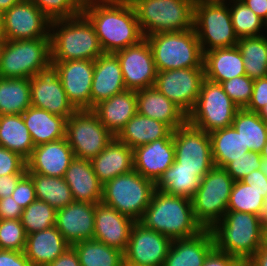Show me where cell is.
I'll list each match as a JSON object with an SVG mask.
<instances>
[{"label":"cell","instance_id":"cell-51","mask_svg":"<svg viewBox=\"0 0 267 266\" xmlns=\"http://www.w3.org/2000/svg\"><path fill=\"white\" fill-rule=\"evenodd\" d=\"M267 103V77L254 80L252 97L245 108L258 113Z\"/></svg>","mask_w":267,"mask_h":266},{"label":"cell","instance_id":"cell-3","mask_svg":"<svg viewBox=\"0 0 267 266\" xmlns=\"http://www.w3.org/2000/svg\"><path fill=\"white\" fill-rule=\"evenodd\" d=\"M51 61L95 60L104 51L93 24L82 13L51 21Z\"/></svg>","mask_w":267,"mask_h":266},{"label":"cell","instance_id":"cell-8","mask_svg":"<svg viewBox=\"0 0 267 266\" xmlns=\"http://www.w3.org/2000/svg\"><path fill=\"white\" fill-rule=\"evenodd\" d=\"M50 37L4 40L0 78H32L51 63Z\"/></svg>","mask_w":267,"mask_h":266},{"label":"cell","instance_id":"cell-12","mask_svg":"<svg viewBox=\"0 0 267 266\" xmlns=\"http://www.w3.org/2000/svg\"><path fill=\"white\" fill-rule=\"evenodd\" d=\"M65 138L76 158L91 160L105 149L114 136L92 109H82L76 110L66 120Z\"/></svg>","mask_w":267,"mask_h":266},{"label":"cell","instance_id":"cell-45","mask_svg":"<svg viewBox=\"0 0 267 266\" xmlns=\"http://www.w3.org/2000/svg\"><path fill=\"white\" fill-rule=\"evenodd\" d=\"M51 21L82 14L85 0H29Z\"/></svg>","mask_w":267,"mask_h":266},{"label":"cell","instance_id":"cell-41","mask_svg":"<svg viewBox=\"0 0 267 266\" xmlns=\"http://www.w3.org/2000/svg\"><path fill=\"white\" fill-rule=\"evenodd\" d=\"M34 183L36 199L44 201L55 210L64 208L74 201L72 192L63 177L27 173Z\"/></svg>","mask_w":267,"mask_h":266},{"label":"cell","instance_id":"cell-46","mask_svg":"<svg viewBox=\"0 0 267 266\" xmlns=\"http://www.w3.org/2000/svg\"><path fill=\"white\" fill-rule=\"evenodd\" d=\"M26 239L20 219L0 220V250L24 251Z\"/></svg>","mask_w":267,"mask_h":266},{"label":"cell","instance_id":"cell-53","mask_svg":"<svg viewBox=\"0 0 267 266\" xmlns=\"http://www.w3.org/2000/svg\"><path fill=\"white\" fill-rule=\"evenodd\" d=\"M241 181L262 193L264 198L267 197V167L252 171L243 179H241Z\"/></svg>","mask_w":267,"mask_h":266},{"label":"cell","instance_id":"cell-69","mask_svg":"<svg viewBox=\"0 0 267 266\" xmlns=\"http://www.w3.org/2000/svg\"><path fill=\"white\" fill-rule=\"evenodd\" d=\"M265 29H267V21L265 22V26H264Z\"/></svg>","mask_w":267,"mask_h":266},{"label":"cell","instance_id":"cell-20","mask_svg":"<svg viewBox=\"0 0 267 266\" xmlns=\"http://www.w3.org/2000/svg\"><path fill=\"white\" fill-rule=\"evenodd\" d=\"M95 204L73 201L56 210L55 227L72 246L94 238Z\"/></svg>","mask_w":267,"mask_h":266},{"label":"cell","instance_id":"cell-7","mask_svg":"<svg viewBox=\"0 0 267 266\" xmlns=\"http://www.w3.org/2000/svg\"><path fill=\"white\" fill-rule=\"evenodd\" d=\"M154 190L155 183L133 169L103 185L101 202L138 222L150 204Z\"/></svg>","mask_w":267,"mask_h":266},{"label":"cell","instance_id":"cell-59","mask_svg":"<svg viewBox=\"0 0 267 266\" xmlns=\"http://www.w3.org/2000/svg\"><path fill=\"white\" fill-rule=\"evenodd\" d=\"M246 266H267V246L265 244L257 250L245 263Z\"/></svg>","mask_w":267,"mask_h":266},{"label":"cell","instance_id":"cell-37","mask_svg":"<svg viewBox=\"0 0 267 266\" xmlns=\"http://www.w3.org/2000/svg\"><path fill=\"white\" fill-rule=\"evenodd\" d=\"M201 179L195 170L180 169L179 164L174 161L155 183V189L191 199L198 190Z\"/></svg>","mask_w":267,"mask_h":266},{"label":"cell","instance_id":"cell-9","mask_svg":"<svg viewBox=\"0 0 267 266\" xmlns=\"http://www.w3.org/2000/svg\"><path fill=\"white\" fill-rule=\"evenodd\" d=\"M234 180L224 168L214 166L191 198L193 214L203 229H211L227 212Z\"/></svg>","mask_w":267,"mask_h":266},{"label":"cell","instance_id":"cell-48","mask_svg":"<svg viewBox=\"0 0 267 266\" xmlns=\"http://www.w3.org/2000/svg\"><path fill=\"white\" fill-rule=\"evenodd\" d=\"M264 168H266V165L261 153L249 151L231 161L224 169L234 181H241V179L252 171Z\"/></svg>","mask_w":267,"mask_h":266},{"label":"cell","instance_id":"cell-63","mask_svg":"<svg viewBox=\"0 0 267 266\" xmlns=\"http://www.w3.org/2000/svg\"><path fill=\"white\" fill-rule=\"evenodd\" d=\"M259 116L265 121L267 122V103L265 104V106L258 112Z\"/></svg>","mask_w":267,"mask_h":266},{"label":"cell","instance_id":"cell-38","mask_svg":"<svg viewBox=\"0 0 267 266\" xmlns=\"http://www.w3.org/2000/svg\"><path fill=\"white\" fill-rule=\"evenodd\" d=\"M232 126L242 137L249 151L261 153L267 142V122L258 113L239 109L234 116Z\"/></svg>","mask_w":267,"mask_h":266},{"label":"cell","instance_id":"cell-57","mask_svg":"<svg viewBox=\"0 0 267 266\" xmlns=\"http://www.w3.org/2000/svg\"><path fill=\"white\" fill-rule=\"evenodd\" d=\"M46 266H81L75 249L70 246L66 251L57 257L52 263Z\"/></svg>","mask_w":267,"mask_h":266},{"label":"cell","instance_id":"cell-54","mask_svg":"<svg viewBox=\"0 0 267 266\" xmlns=\"http://www.w3.org/2000/svg\"><path fill=\"white\" fill-rule=\"evenodd\" d=\"M23 208L9 196L0 199V220H19L21 218Z\"/></svg>","mask_w":267,"mask_h":266},{"label":"cell","instance_id":"cell-21","mask_svg":"<svg viewBox=\"0 0 267 266\" xmlns=\"http://www.w3.org/2000/svg\"><path fill=\"white\" fill-rule=\"evenodd\" d=\"M74 158L73 150L64 137L35 146L26 160V171L45 176L64 177Z\"/></svg>","mask_w":267,"mask_h":266},{"label":"cell","instance_id":"cell-65","mask_svg":"<svg viewBox=\"0 0 267 266\" xmlns=\"http://www.w3.org/2000/svg\"><path fill=\"white\" fill-rule=\"evenodd\" d=\"M261 156H262V159L267 167V142L265 144V146L263 147V150L261 152Z\"/></svg>","mask_w":267,"mask_h":266},{"label":"cell","instance_id":"cell-31","mask_svg":"<svg viewBox=\"0 0 267 266\" xmlns=\"http://www.w3.org/2000/svg\"><path fill=\"white\" fill-rule=\"evenodd\" d=\"M203 65L205 78L216 83L246 75L242 54L237 46L205 52Z\"/></svg>","mask_w":267,"mask_h":266},{"label":"cell","instance_id":"cell-15","mask_svg":"<svg viewBox=\"0 0 267 266\" xmlns=\"http://www.w3.org/2000/svg\"><path fill=\"white\" fill-rule=\"evenodd\" d=\"M31 106L44 109L66 119L76 111L68 101L54 63L42 68L30 78Z\"/></svg>","mask_w":267,"mask_h":266},{"label":"cell","instance_id":"cell-66","mask_svg":"<svg viewBox=\"0 0 267 266\" xmlns=\"http://www.w3.org/2000/svg\"><path fill=\"white\" fill-rule=\"evenodd\" d=\"M4 40L5 39H0V57H1V51H2V48H3V45H4Z\"/></svg>","mask_w":267,"mask_h":266},{"label":"cell","instance_id":"cell-62","mask_svg":"<svg viewBox=\"0 0 267 266\" xmlns=\"http://www.w3.org/2000/svg\"><path fill=\"white\" fill-rule=\"evenodd\" d=\"M227 1H229L227 3ZM233 0H195V2L207 3V4H230Z\"/></svg>","mask_w":267,"mask_h":266},{"label":"cell","instance_id":"cell-10","mask_svg":"<svg viewBox=\"0 0 267 266\" xmlns=\"http://www.w3.org/2000/svg\"><path fill=\"white\" fill-rule=\"evenodd\" d=\"M238 106L229 98L220 83L204 79L187 122L206 133L232 126Z\"/></svg>","mask_w":267,"mask_h":266},{"label":"cell","instance_id":"cell-6","mask_svg":"<svg viewBox=\"0 0 267 266\" xmlns=\"http://www.w3.org/2000/svg\"><path fill=\"white\" fill-rule=\"evenodd\" d=\"M145 38L151 46L157 71L204 68V54L194 28L156 33Z\"/></svg>","mask_w":267,"mask_h":266},{"label":"cell","instance_id":"cell-30","mask_svg":"<svg viewBox=\"0 0 267 266\" xmlns=\"http://www.w3.org/2000/svg\"><path fill=\"white\" fill-rule=\"evenodd\" d=\"M70 245L54 226L27 235L24 254L33 266H46Z\"/></svg>","mask_w":267,"mask_h":266},{"label":"cell","instance_id":"cell-64","mask_svg":"<svg viewBox=\"0 0 267 266\" xmlns=\"http://www.w3.org/2000/svg\"><path fill=\"white\" fill-rule=\"evenodd\" d=\"M0 39H5L4 28H3V13L0 12Z\"/></svg>","mask_w":267,"mask_h":266},{"label":"cell","instance_id":"cell-67","mask_svg":"<svg viewBox=\"0 0 267 266\" xmlns=\"http://www.w3.org/2000/svg\"><path fill=\"white\" fill-rule=\"evenodd\" d=\"M123 266H144V265H135L132 263H123Z\"/></svg>","mask_w":267,"mask_h":266},{"label":"cell","instance_id":"cell-47","mask_svg":"<svg viewBox=\"0 0 267 266\" xmlns=\"http://www.w3.org/2000/svg\"><path fill=\"white\" fill-rule=\"evenodd\" d=\"M220 84L239 109H244L248 106L252 97L254 80L247 75H243L223 81Z\"/></svg>","mask_w":267,"mask_h":266},{"label":"cell","instance_id":"cell-16","mask_svg":"<svg viewBox=\"0 0 267 266\" xmlns=\"http://www.w3.org/2000/svg\"><path fill=\"white\" fill-rule=\"evenodd\" d=\"M51 20L32 2L22 0L3 12L5 40L50 37Z\"/></svg>","mask_w":267,"mask_h":266},{"label":"cell","instance_id":"cell-44","mask_svg":"<svg viewBox=\"0 0 267 266\" xmlns=\"http://www.w3.org/2000/svg\"><path fill=\"white\" fill-rule=\"evenodd\" d=\"M262 193L242 181H234L227 211H238L258 215L263 205Z\"/></svg>","mask_w":267,"mask_h":266},{"label":"cell","instance_id":"cell-34","mask_svg":"<svg viewBox=\"0 0 267 266\" xmlns=\"http://www.w3.org/2000/svg\"><path fill=\"white\" fill-rule=\"evenodd\" d=\"M0 146L29 158L35 145L22 114L0 115Z\"/></svg>","mask_w":267,"mask_h":266},{"label":"cell","instance_id":"cell-19","mask_svg":"<svg viewBox=\"0 0 267 266\" xmlns=\"http://www.w3.org/2000/svg\"><path fill=\"white\" fill-rule=\"evenodd\" d=\"M68 101L76 110L91 109L94 60L52 61Z\"/></svg>","mask_w":267,"mask_h":266},{"label":"cell","instance_id":"cell-23","mask_svg":"<svg viewBox=\"0 0 267 266\" xmlns=\"http://www.w3.org/2000/svg\"><path fill=\"white\" fill-rule=\"evenodd\" d=\"M174 161L173 137L155 140L133 149L134 170L154 183Z\"/></svg>","mask_w":267,"mask_h":266},{"label":"cell","instance_id":"cell-68","mask_svg":"<svg viewBox=\"0 0 267 266\" xmlns=\"http://www.w3.org/2000/svg\"><path fill=\"white\" fill-rule=\"evenodd\" d=\"M264 244L267 246V228L265 229Z\"/></svg>","mask_w":267,"mask_h":266},{"label":"cell","instance_id":"cell-13","mask_svg":"<svg viewBox=\"0 0 267 266\" xmlns=\"http://www.w3.org/2000/svg\"><path fill=\"white\" fill-rule=\"evenodd\" d=\"M175 162L180 169L195 170L203 178L215 165L209 133L188 122L173 131Z\"/></svg>","mask_w":267,"mask_h":266},{"label":"cell","instance_id":"cell-58","mask_svg":"<svg viewBox=\"0 0 267 266\" xmlns=\"http://www.w3.org/2000/svg\"><path fill=\"white\" fill-rule=\"evenodd\" d=\"M260 19L267 21V0H242Z\"/></svg>","mask_w":267,"mask_h":266},{"label":"cell","instance_id":"cell-11","mask_svg":"<svg viewBox=\"0 0 267 266\" xmlns=\"http://www.w3.org/2000/svg\"><path fill=\"white\" fill-rule=\"evenodd\" d=\"M193 28L203 54L216 48L237 46L229 4L194 3Z\"/></svg>","mask_w":267,"mask_h":266},{"label":"cell","instance_id":"cell-61","mask_svg":"<svg viewBox=\"0 0 267 266\" xmlns=\"http://www.w3.org/2000/svg\"><path fill=\"white\" fill-rule=\"evenodd\" d=\"M22 0H0V12H5L9 10L13 5Z\"/></svg>","mask_w":267,"mask_h":266},{"label":"cell","instance_id":"cell-50","mask_svg":"<svg viewBox=\"0 0 267 266\" xmlns=\"http://www.w3.org/2000/svg\"><path fill=\"white\" fill-rule=\"evenodd\" d=\"M11 196L23 209L36 200L34 183L27 173L18 181Z\"/></svg>","mask_w":267,"mask_h":266},{"label":"cell","instance_id":"cell-49","mask_svg":"<svg viewBox=\"0 0 267 266\" xmlns=\"http://www.w3.org/2000/svg\"><path fill=\"white\" fill-rule=\"evenodd\" d=\"M26 173V160L19 154L0 146V176Z\"/></svg>","mask_w":267,"mask_h":266},{"label":"cell","instance_id":"cell-24","mask_svg":"<svg viewBox=\"0 0 267 266\" xmlns=\"http://www.w3.org/2000/svg\"><path fill=\"white\" fill-rule=\"evenodd\" d=\"M123 74L120 61L115 53H103L94 60L91 87V109L100 101L124 92Z\"/></svg>","mask_w":267,"mask_h":266},{"label":"cell","instance_id":"cell-32","mask_svg":"<svg viewBox=\"0 0 267 266\" xmlns=\"http://www.w3.org/2000/svg\"><path fill=\"white\" fill-rule=\"evenodd\" d=\"M22 117L35 146L65 137L67 119L62 116L30 106Z\"/></svg>","mask_w":267,"mask_h":266},{"label":"cell","instance_id":"cell-39","mask_svg":"<svg viewBox=\"0 0 267 266\" xmlns=\"http://www.w3.org/2000/svg\"><path fill=\"white\" fill-rule=\"evenodd\" d=\"M237 47L242 54L246 75L252 80L267 77V36L239 38Z\"/></svg>","mask_w":267,"mask_h":266},{"label":"cell","instance_id":"cell-1","mask_svg":"<svg viewBox=\"0 0 267 266\" xmlns=\"http://www.w3.org/2000/svg\"><path fill=\"white\" fill-rule=\"evenodd\" d=\"M82 13L93 24L104 53H115L144 39L129 0H85Z\"/></svg>","mask_w":267,"mask_h":266},{"label":"cell","instance_id":"cell-40","mask_svg":"<svg viewBox=\"0 0 267 266\" xmlns=\"http://www.w3.org/2000/svg\"><path fill=\"white\" fill-rule=\"evenodd\" d=\"M75 249L81 266H123V252L95 239L78 242Z\"/></svg>","mask_w":267,"mask_h":266},{"label":"cell","instance_id":"cell-25","mask_svg":"<svg viewBox=\"0 0 267 266\" xmlns=\"http://www.w3.org/2000/svg\"><path fill=\"white\" fill-rule=\"evenodd\" d=\"M137 112L166 124L172 131L187 123V114L155 86L136 91Z\"/></svg>","mask_w":267,"mask_h":266},{"label":"cell","instance_id":"cell-36","mask_svg":"<svg viewBox=\"0 0 267 266\" xmlns=\"http://www.w3.org/2000/svg\"><path fill=\"white\" fill-rule=\"evenodd\" d=\"M30 106L29 78H0V115L22 114Z\"/></svg>","mask_w":267,"mask_h":266},{"label":"cell","instance_id":"cell-56","mask_svg":"<svg viewBox=\"0 0 267 266\" xmlns=\"http://www.w3.org/2000/svg\"><path fill=\"white\" fill-rule=\"evenodd\" d=\"M24 175L25 174H12L0 176V199L11 196L18 184V181Z\"/></svg>","mask_w":267,"mask_h":266},{"label":"cell","instance_id":"cell-26","mask_svg":"<svg viewBox=\"0 0 267 266\" xmlns=\"http://www.w3.org/2000/svg\"><path fill=\"white\" fill-rule=\"evenodd\" d=\"M214 248L210 229H204L191 238L172 240L163 266H203Z\"/></svg>","mask_w":267,"mask_h":266},{"label":"cell","instance_id":"cell-35","mask_svg":"<svg viewBox=\"0 0 267 266\" xmlns=\"http://www.w3.org/2000/svg\"><path fill=\"white\" fill-rule=\"evenodd\" d=\"M212 158L216 167L225 168L231 161L249 152L233 126L209 133Z\"/></svg>","mask_w":267,"mask_h":266},{"label":"cell","instance_id":"cell-28","mask_svg":"<svg viewBox=\"0 0 267 266\" xmlns=\"http://www.w3.org/2000/svg\"><path fill=\"white\" fill-rule=\"evenodd\" d=\"M99 121L116 137L126 123L137 113L136 91L125 90L100 101L92 109Z\"/></svg>","mask_w":267,"mask_h":266},{"label":"cell","instance_id":"cell-33","mask_svg":"<svg viewBox=\"0 0 267 266\" xmlns=\"http://www.w3.org/2000/svg\"><path fill=\"white\" fill-rule=\"evenodd\" d=\"M173 131L164 123L136 113L116 138L132 149L162 138H172Z\"/></svg>","mask_w":267,"mask_h":266},{"label":"cell","instance_id":"cell-14","mask_svg":"<svg viewBox=\"0 0 267 266\" xmlns=\"http://www.w3.org/2000/svg\"><path fill=\"white\" fill-rule=\"evenodd\" d=\"M204 79V68L157 71L154 86L188 115L197 103Z\"/></svg>","mask_w":267,"mask_h":266},{"label":"cell","instance_id":"cell-27","mask_svg":"<svg viewBox=\"0 0 267 266\" xmlns=\"http://www.w3.org/2000/svg\"><path fill=\"white\" fill-rule=\"evenodd\" d=\"M90 162L99 182L104 185L111 179L134 169L133 149L114 137Z\"/></svg>","mask_w":267,"mask_h":266},{"label":"cell","instance_id":"cell-29","mask_svg":"<svg viewBox=\"0 0 267 266\" xmlns=\"http://www.w3.org/2000/svg\"><path fill=\"white\" fill-rule=\"evenodd\" d=\"M74 201L97 204L102 200L103 185L93 171L90 160L74 158L65 172Z\"/></svg>","mask_w":267,"mask_h":266},{"label":"cell","instance_id":"cell-43","mask_svg":"<svg viewBox=\"0 0 267 266\" xmlns=\"http://www.w3.org/2000/svg\"><path fill=\"white\" fill-rule=\"evenodd\" d=\"M55 218L56 210L48 203L36 199L23 209L20 221L26 235H29L54 226Z\"/></svg>","mask_w":267,"mask_h":266},{"label":"cell","instance_id":"cell-17","mask_svg":"<svg viewBox=\"0 0 267 266\" xmlns=\"http://www.w3.org/2000/svg\"><path fill=\"white\" fill-rule=\"evenodd\" d=\"M115 54L120 61L127 90L138 91L155 85L157 69L151 46L146 38Z\"/></svg>","mask_w":267,"mask_h":266},{"label":"cell","instance_id":"cell-22","mask_svg":"<svg viewBox=\"0 0 267 266\" xmlns=\"http://www.w3.org/2000/svg\"><path fill=\"white\" fill-rule=\"evenodd\" d=\"M134 223L129 216L99 202L95 204L93 239L124 252Z\"/></svg>","mask_w":267,"mask_h":266},{"label":"cell","instance_id":"cell-4","mask_svg":"<svg viewBox=\"0 0 267 266\" xmlns=\"http://www.w3.org/2000/svg\"><path fill=\"white\" fill-rule=\"evenodd\" d=\"M210 230L217 250L244 263L264 244L265 228L256 214L227 211Z\"/></svg>","mask_w":267,"mask_h":266},{"label":"cell","instance_id":"cell-18","mask_svg":"<svg viewBox=\"0 0 267 266\" xmlns=\"http://www.w3.org/2000/svg\"><path fill=\"white\" fill-rule=\"evenodd\" d=\"M172 240L135 222L123 252L124 262L144 266H163Z\"/></svg>","mask_w":267,"mask_h":266},{"label":"cell","instance_id":"cell-52","mask_svg":"<svg viewBox=\"0 0 267 266\" xmlns=\"http://www.w3.org/2000/svg\"><path fill=\"white\" fill-rule=\"evenodd\" d=\"M238 258L214 248L206 257L203 266H243Z\"/></svg>","mask_w":267,"mask_h":266},{"label":"cell","instance_id":"cell-60","mask_svg":"<svg viewBox=\"0 0 267 266\" xmlns=\"http://www.w3.org/2000/svg\"><path fill=\"white\" fill-rule=\"evenodd\" d=\"M259 222L266 229L267 228V197L264 198L263 205L261 206L260 212L258 214Z\"/></svg>","mask_w":267,"mask_h":266},{"label":"cell","instance_id":"cell-55","mask_svg":"<svg viewBox=\"0 0 267 266\" xmlns=\"http://www.w3.org/2000/svg\"><path fill=\"white\" fill-rule=\"evenodd\" d=\"M0 266H33L23 251L0 250Z\"/></svg>","mask_w":267,"mask_h":266},{"label":"cell","instance_id":"cell-42","mask_svg":"<svg viewBox=\"0 0 267 266\" xmlns=\"http://www.w3.org/2000/svg\"><path fill=\"white\" fill-rule=\"evenodd\" d=\"M232 25L238 38L260 36L265 22L260 19L242 0L229 4Z\"/></svg>","mask_w":267,"mask_h":266},{"label":"cell","instance_id":"cell-2","mask_svg":"<svg viewBox=\"0 0 267 266\" xmlns=\"http://www.w3.org/2000/svg\"><path fill=\"white\" fill-rule=\"evenodd\" d=\"M139 222L171 240L191 238L204 230L194 217L191 199L156 189Z\"/></svg>","mask_w":267,"mask_h":266},{"label":"cell","instance_id":"cell-5","mask_svg":"<svg viewBox=\"0 0 267 266\" xmlns=\"http://www.w3.org/2000/svg\"><path fill=\"white\" fill-rule=\"evenodd\" d=\"M144 36L193 28L195 0H129Z\"/></svg>","mask_w":267,"mask_h":266}]
</instances>
